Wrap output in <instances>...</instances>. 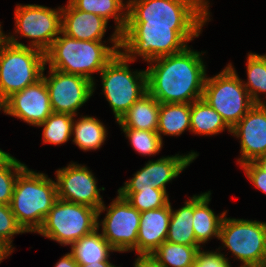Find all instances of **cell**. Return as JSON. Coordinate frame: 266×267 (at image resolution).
<instances>
[{"label": "cell", "mask_w": 266, "mask_h": 267, "mask_svg": "<svg viewBox=\"0 0 266 267\" xmlns=\"http://www.w3.org/2000/svg\"><path fill=\"white\" fill-rule=\"evenodd\" d=\"M189 46L177 54L152 60L146 69L147 91L159 103H189L201 99L207 77L202 55Z\"/></svg>", "instance_id": "cell-1"}, {"label": "cell", "mask_w": 266, "mask_h": 267, "mask_svg": "<svg viewBox=\"0 0 266 267\" xmlns=\"http://www.w3.org/2000/svg\"><path fill=\"white\" fill-rule=\"evenodd\" d=\"M108 40L112 46L105 45L106 40H76L61 32L45 52V63L48 68L86 77L96 89L93 74L100 73L120 52V34L114 31Z\"/></svg>", "instance_id": "cell-2"}, {"label": "cell", "mask_w": 266, "mask_h": 267, "mask_svg": "<svg viewBox=\"0 0 266 267\" xmlns=\"http://www.w3.org/2000/svg\"><path fill=\"white\" fill-rule=\"evenodd\" d=\"M201 31L202 27L126 26L120 34V52L131 62L138 56L148 64L159 57L182 52Z\"/></svg>", "instance_id": "cell-3"}, {"label": "cell", "mask_w": 266, "mask_h": 267, "mask_svg": "<svg viewBox=\"0 0 266 267\" xmlns=\"http://www.w3.org/2000/svg\"><path fill=\"white\" fill-rule=\"evenodd\" d=\"M210 16L202 0H128L126 26L203 27Z\"/></svg>", "instance_id": "cell-4"}, {"label": "cell", "mask_w": 266, "mask_h": 267, "mask_svg": "<svg viewBox=\"0 0 266 267\" xmlns=\"http://www.w3.org/2000/svg\"><path fill=\"white\" fill-rule=\"evenodd\" d=\"M57 199L56 181L26 166L16 179L10 206L22 229L36 233Z\"/></svg>", "instance_id": "cell-5"}, {"label": "cell", "mask_w": 266, "mask_h": 267, "mask_svg": "<svg viewBox=\"0 0 266 267\" xmlns=\"http://www.w3.org/2000/svg\"><path fill=\"white\" fill-rule=\"evenodd\" d=\"M45 65L43 51L4 39L0 44V106L13 94L40 80Z\"/></svg>", "instance_id": "cell-6"}, {"label": "cell", "mask_w": 266, "mask_h": 267, "mask_svg": "<svg viewBox=\"0 0 266 267\" xmlns=\"http://www.w3.org/2000/svg\"><path fill=\"white\" fill-rule=\"evenodd\" d=\"M130 60L121 52L99 73L102 92L111 107L116 122L147 92L146 70L131 71Z\"/></svg>", "instance_id": "cell-7"}, {"label": "cell", "mask_w": 266, "mask_h": 267, "mask_svg": "<svg viewBox=\"0 0 266 267\" xmlns=\"http://www.w3.org/2000/svg\"><path fill=\"white\" fill-rule=\"evenodd\" d=\"M232 63L213 77H206L202 98L232 129L254 106Z\"/></svg>", "instance_id": "cell-8"}, {"label": "cell", "mask_w": 266, "mask_h": 267, "mask_svg": "<svg viewBox=\"0 0 266 267\" xmlns=\"http://www.w3.org/2000/svg\"><path fill=\"white\" fill-rule=\"evenodd\" d=\"M97 220L96 209L58 198L36 233L70 246L96 230Z\"/></svg>", "instance_id": "cell-9"}, {"label": "cell", "mask_w": 266, "mask_h": 267, "mask_svg": "<svg viewBox=\"0 0 266 267\" xmlns=\"http://www.w3.org/2000/svg\"><path fill=\"white\" fill-rule=\"evenodd\" d=\"M219 240L232 252L240 267H263L266 261V222L226 217L220 225Z\"/></svg>", "instance_id": "cell-10"}, {"label": "cell", "mask_w": 266, "mask_h": 267, "mask_svg": "<svg viewBox=\"0 0 266 267\" xmlns=\"http://www.w3.org/2000/svg\"><path fill=\"white\" fill-rule=\"evenodd\" d=\"M14 14V34L31 40L26 45L14 34L4 35V39L11 44L37 48L45 53L62 32V7L52 9L43 5L17 4Z\"/></svg>", "instance_id": "cell-11"}, {"label": "cell", "mask_w": 266, "mask_h": 267, "mask_svg": "<svg viewBox=\"0 0 266 267\" xmlns=\"http://www.w3.org/2000/svg\"><path fill=\"white\" fill-rule=\"evenodd\" d=\"M106 211L103 220H97V228L107 242L117 252L137 253V234L140 225V212L119 194L108 207L103 204L97 211V219Z\"/></svg>", "instance_id": "cell-12"}, {"label": "cell", "mask_w": 266, "mask_h": 267, "mask_svg": "<svg viewBox=\"0 0 266 267\" xmlns=\"http://www.w3.org/2000/svg\"><path fill=\"white\" fill-rule=\"evenodd\" d=\"M45 70L46 65L42 78L49 91L53 112L77 116L79 108L93 95V82L81 75L67 74L53 68H49V76H45Z\"/></svg>", "instance_id": "cell-13"}, {"label": "cell", "mask_w": 266, "mask_h": 267, "mask_svg": "<svg viewBox=\"0 0 266 267\" xmlns=\"http://www.w3.org/2000/svg\"><path fill=\"white\" fill-rule=\"evenodd\" d=\"M55 176L57 198L87 205L97 211L104 204L99 191L105 188L97 187V179L87 166L71 162L67 167L57 169Z\"/></svg>", "instance_id": "cell-14"}, {"label": "cell", "mask_w": 266, "mask_h": 267, "mask_svg": "<svg viewBox=\"0 0 266 267\" xmlns=\"http://www.w3.org/2000/svg\"><path fill=\"white\" fill-rule=\"evenodd\" d=\"M197 156H199L197 152L191 151L184 155L175 154L161 157L155 161L149 160L117 192H141V189L152 188L167 191L166 184L178 177Z\"/></svg>", "instance_id": "cell-15"}, {"label": "cell", "mask_w": 266, "mask_h": 267, "mask_svg": "<svg viewBox=\"0 0 266 267\" xmlns=\"http://www.w3.org/2000/svg\"><path fill=\"white\" fill-rule=\"evenodd\" d=\"M0 110L6 115L38 127L53 113L44 79L41 78L13 94L0 106Z\"/></svg>", "instance_id": "cell-16"}, {"label": "cell", "mask_w": 266, "mask_h": 267, "mask_svg": "<svg viewBox=\"0 0 266 267\" xmlns=\"http://www.w3.org/2000/svg\"><path fill=\"white\" fill-rule=\"evenodd\" d=\"M230 134L240 139V158L237 164L255 161L266 154V104H254L231 129Z\"/></svg>", "instance_id": "cell-17"}, {"label": "cell", "mask_w": 266, "mask_h": 267, "mask_svg": "<svg viewBox=\"0 0 266 267\" xmlns=\"http://www.w3.org/2000/svg\"><path fill=\"white\" fill-rule=\"evenodd\" d=\"M171 203L158 209L140 213V225L137 234V254H152L166 241Z\"/></svg>", "instance_id": "cell-18"}, {"label": "cell", "mask_w": 266, "mask_h": 267, "mask_svg": "<svg viewBox=\"0 0 266 267\" xmlns=\"http://www.w3.org/2000/svg\"><path fill=\"white\" fill-rule=\"evenodd\" d=\"M62 7V32L76 40L103 41L108 21L103 17L76 9L69 1Z\"/></svg>", "instance_id": "cell-19"}, {"label": "cell", "mask_w": 266, "mask_h": 267, "mask_svg": "<svg viewBox=\"0 0 266 267\" xmlns=\"http://www.w3.org/2000/svg\"><path fill=\"white\" fill-rule=\"evenodd\" d=\"M210 197L211 191L194 195L193 230L199 245H204L213 237L219 240L220 225L225 213H227L226 210L222 214L216 215L208 206L211 201Z\"/></svg>", "instance_id": "cell-20"}, {"label": "cell", "mask_w": 266, "mask_h": 267, "mask_svg": "<svg viewBox=\"0 0 266 267\" xmlns=\"http://www.w3.org/2000/svg\"><path fill=\"white\" fill-rule=\"evenodd\" d=\"M160 103L147 91L117 122L121 128L157 131Z\"/></svg>", "instance_id": "cell-21"}, {"label": "cell", "mask_w": 266, "mask_h": 267, "mask_svg": "<svg viewBox=\"0 0 266 267\" xmlns=\"http://www.w3.org/2000/svg\"><path fill=\"white\" fill-rule=\"evenodd\" d=\"M70 246V253L78 265H95L97 262L109 261L110 252H117L99 233L98 228Z\"/></svg>", "instance_id": "cell-22"}, {"label": "cell", "mask_w": 266, "mask_h": 267, "mask_svg": "<svg viewBox=\"0 0 266 267\" xmlns=\"http://www.w3.org/2000/svg\"><path fill=\"white\" fill-rule=\"evenodd\" d=\"M193 215L194 195L184 202V206L177 210H173L171 206V217L166 241L188 246H201L195 238Z\"/></svg>", "instance_id": "cell-23"}, {"label": "cell", "mask_w": 266, "mask_h": 267, "mask_svg": "<svg viewBox=\"0 0 266 267\" xmlns=\"http://www.w3.org/2000/svg\"><path fill=\"white\" fill-rule=\"evenodd\" d=\"M190 128L189 103H160L157 133L162 142V135L180 136Z\"/></svg>", "instance_id": "cell-24"}, {"label": "cell", "mask_w": 266, "mask_h": 267, "mask_svg": "<svg viewBox=\"0 0 266 267\" xmlns=\"http://www.w3.org/2000/svg\"><path fill=\"white\" fill-rule=\"evenodd\" d=\"M190 128L195 135L212 136L231 129L203 98L195 100L190 104Z\"/></svg>", "instance_id": "cell-25"}, {"label": "cell", "mask_w": 266, "mask_h": 267, "mask_svg": "<svg viewBox=\"0 0 266 267\" xmlns=\"http://www.w3.org/2000/svg\"><path fill=\"white\" fill-rule=\"evenodd\" d=\"M107 129L105 125L95 117L81 116L73 119L72 142L83 151L98 150L106 141Z\"/></svg>", "instance_id": "cell-26"}, {"label": "cell", "mask_w": 266, "mask_h": 267, "mask_svg": "<svg viewBox=\"0 0 266 267\" xmlns=\"http://www.w3.org/2000/svg\"><path fill=\"white\" fill-rule=\"evenodd\" d=\"M76 9L93 13L105 20L114 19L115 31L121 34L127 24V1L123 0H68Z\"/></svg>", "instance_id": "cell-27"}, {"label": "cell", "mask_w": 266, "mask_h": 267, "mask_svg": "<svg viewBox=\"0 0 266 267\" xmlns=\"http://www.w3.org/2000/svg\"><path fill=\"white\" fill-rule=\"evenodd\" d=\"M202 247L164 241L152 255L162 267H193Z\"/></svg>", "instance_id": "cell-28"}, {"label": "cell", "mask_w": 266, "mask_h": 267, "mask_svg": "<svg viewBox=\"0 0 266 267\" xmlns=\"http://www.w3.org/2000/svg\"><path fill=\"white\" fill-rule=\"evenodd\" d=\"M247 56V82H241L254 104H266L265 100L259 98L261 93L266 94V60L257 53L250 52Z\"/></svg>", "instance_id": "cell-29"}, {"label": "cell", "mask_w": 266, "mask_h": 267, "mask_svg": "<svg viewBox=\"0 0 266 267\" xmlns=\"http://www.w3.org/2000/svg\"><path fill=\"white\" fill-rule=\"evenodd\" d=\"M74 116L67 113L53 112L42 124L43 143L62 145L72 137Z\"/></svg>", "instance_id": "cell-30"}, {"label": "cell", "mask_w": 266, "mask_h": 267, "mask_svg": "<svg viewBox=\"0 0 266 267\" xmlns=\"http://www.w3.org/2000/svg\"><path fill=\"white\" fill-rule=\"evenodd\" d=\"M140 213L166 206L169 202L167 191L160 189H141V192H117Z\"/></svg>", "instance_id": "cell-31"}, {"label": "cell", "mask_w": 266, "mask_h": 267, "mask_svg": "<svg viewBox=\"0 0 266 267\" xmlns=\"http://www.w3.org/2000/svg\"><path fill=\"white\" fill-rule=\"evenodd\" d=\"M121 129L137 153L143 156H153L161 151L163 142L157 131L137 130L131 128Z\"/></svg>", "instance_id": "cell-32"}, {"label": "cell", "mask_w": 266, "mask_h": 267, "mask_svg": "<svg viewBox=\"0 0 266 267\" xmlns=\"http://www.w3.org/2000/svg\"><path fill=\"white\" fill-rule=\"evenodd\" d=\"M26 167L15 157L10 155L0 164V204L10 205L14 192L16 179L19 173Z\"/></svg>", "instance_id": "cell-33"}, {"label": "cell", "mask_w": 266, "mask_h": 267, "mask_svg": "<svg viewBox=\"0 0 266 267\" xmlns=\"http://www.w3.org/2000/svg\"><path fill=\"white\" fill-rule=\"evenodd\" d=\"M26 233L22 227L17 223L14 214L12 213L10 205L0 204V241L7 245L12 251L13 236L16 234Z\"/></svg>", "instance_id": "cell-34"}, {"label": "cell", "mask_w": 266, "mask_h": 267, "mask_svg": "<svg viewBox=\"0 0 266 267\" xmlns=\"http://www.w3.org/2000/svg\"><path fill=\"white\" fill-rule=\"evenodd\" d=\"M219 249L220 247L217 249L219 252L200 249L193 267H232L229 258L225 257Z\"/></svg>", "instance_id": "cell-35"}, {"label": "cell", "mask_w": 266, "mask_h": 267, "mask_svg": "<svg viewBox=\"0 0 266 267\" xmlns=\"http://www.w3.org/2000/svg\"><path fill=\"white\" fill-rule=\"evenodd\" d=\"M247 179L264 194H266V175L265 172L254 162H248L241 165Z\"/></svg>", "instance_id": "cell-36"}, {"label": "cell", "mask_w": 266, "mask_h": 267, "mask_svg": "<svg viewBox=\"0 0 266 267\" xmlns=\"http://www.w3.org/2000/svg\"><path fill=\"white\" fill-rule=\"evenodd\" d=\"M134 267H162L152 254H136Z\"/></svg>", "instance_id": "cell-37"}, {"label": "cell", "mask_w": 266, "mask_h": 267, "mask_svg": "<svg viewBox=\"0 0 266 267\" xmlns=\"http://www.w3.org/2000/svg\"><path fill=\"white\" fill-rule=\"evenodd\" d=\"M54 267H78V263L74 260L71 253L68 252L59 259Z\"/></svg>", "instance_id": "cell-38"}, {"label": "cell", "mask_w": 266, "mask_h": 267, "mask_svg": "<svg viewBox=\"0 0 266 267\" xmlns=\"http://www.w3.org/2000/svg\"><path fill=\"white\" fill-rule=\"evenodd\" d=\"M12 250L5 245L2 241H0V263L2 260L6 259L10 254H12Z\"/></svg>", "instance_id": "cell-39"}, {"label": "cell", "mask_w": 266, "mask_h": 267, "mask_svg": "<svg viewBox=\"0 0 266 267\" xmlns=\"http://www.w3.org/2000/svg\"><path fill=\"white\" fill-rule=\"evenodd\" d=\"M78 267H117V266L112 264L110 261H101V262H97V264L95 265H91V264L78 265Z\"/></svg>", "instance_id": "cell-40"}, {"label": "cell", "mask_w": 266, "mask_h": 267, "mask_svg": "<svg viewBox=\"0 0 266 267\" xmlns=\"http://www.w3.org/2000/svg\"><path fill=\"white\" fill-rule=\"evenodd\" d=\"M254 162L265 172L266 175V154L258 157Z\"/></svg>", "instance_id": "cell-41"}, {"label": "cell", "mask_w": 266, "mask_h": 267, "mask_svg": "<svg viewBox=\"0 0 266 267\" xmlns=\"http://www.w3.org/2000/svg\"><path fill=\"white\" fill-rule=\"evenodd\" d=\"M11 154L0 149V164L3 163Z\"/></svg>", "instance_id": "cell-42"}, {"label": "cell", "mask_w": 266, "mask_h": 267, "mask_svg": "<svg viewBox=\"0 0 266 267\" xmlns=\"http://www.w3.org/2000/svg\"><path fill=\"white\" fill-rule=\"evenodd\" d=\"M202 1H203L208 7H210V6H209V5H210V4H209V3H210L209 0H202Z\"/></svg>", "instance_id": "cell-43"}, {"label": "cell", "mask_w": 266, "mask_h": 267, "mask_svg": "<svg viewBox=\"0 0 266 267\" xmlns=\"http://www.w3.org/2000/svg\"><path fill=\"white\" fill-rule=\"evenodd\" d=\"M266 60V54L261 55Z\"/></svg>", "instance_id": "cell-44"}]
</instances>
